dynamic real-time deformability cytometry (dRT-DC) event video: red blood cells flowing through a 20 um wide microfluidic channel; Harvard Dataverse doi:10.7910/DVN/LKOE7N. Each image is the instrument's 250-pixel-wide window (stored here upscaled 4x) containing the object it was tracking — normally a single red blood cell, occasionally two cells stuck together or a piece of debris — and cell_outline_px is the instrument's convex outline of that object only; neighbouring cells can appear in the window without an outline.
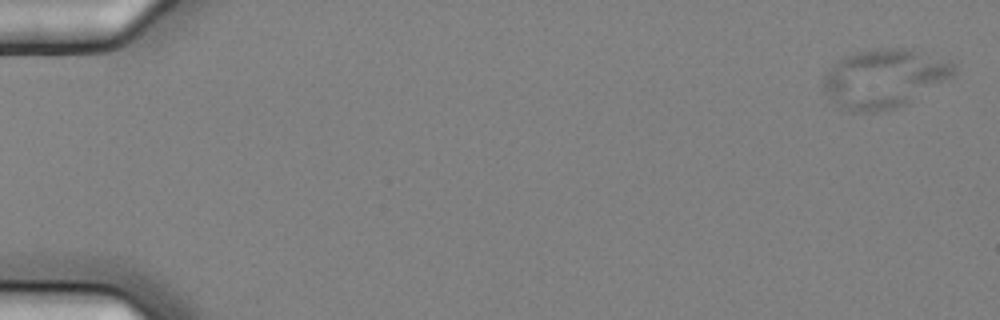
{"species": "common noctule bat (a hibernating species)", "species_latin": "Nyctalus noctula", "temperature_condition": "cold", "stored_images_in_passage": 7, "camera_frame_rate_fps": 3000, "um_per_image_px": 0.085, "animal": {"sex": "female", "body_mass_g": 25.1}, "frame": {"image": 1, "passage_image": 1, "time_ms": 0.0, "image_size_px": [1000, 320], "cell_outline_px": [[956, 72], [952, 76], [904, 104], [896, 108], [876, 112], [848, 112], [824, 92], [820, 84], [828, 68], [836, 60], [844, 56], [856, 52], [880, 48], [912, 48], [956, 64]], "centroid_in_image_um": [75.1, 6.65], "position_along_channel_um": 9.9, "area_um2": 44.56}}
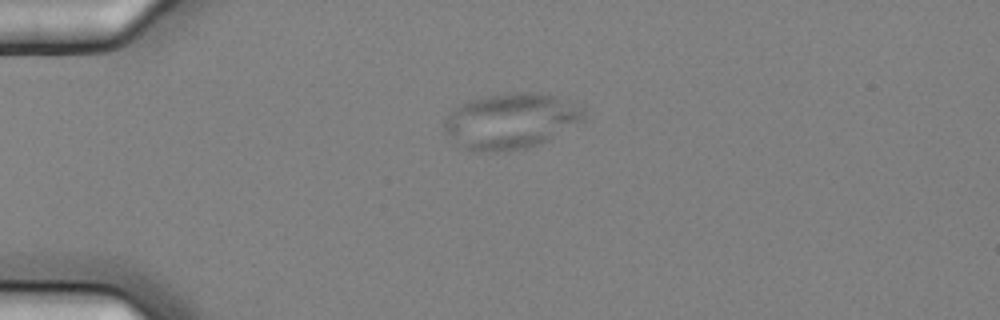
{"frame": {"image": 2, "passage_image": 5, "time_ms": 1.333, "image_size_px": [1000, 320], "cell_outline_px": [[584, 120], [548, 140], [528, 148], [496, 152], [472, 152], [448, 140], [444, 132], [444, 124], [448, 116], [460, 104], [468, 100], [488, 96], [516, 92], [536, 92], [556, 96], [584, 108]], "centroid_in_image_um": [43.38, 10.31], "position_along_channel_um": 41.6, "area_um2": 45.32}}
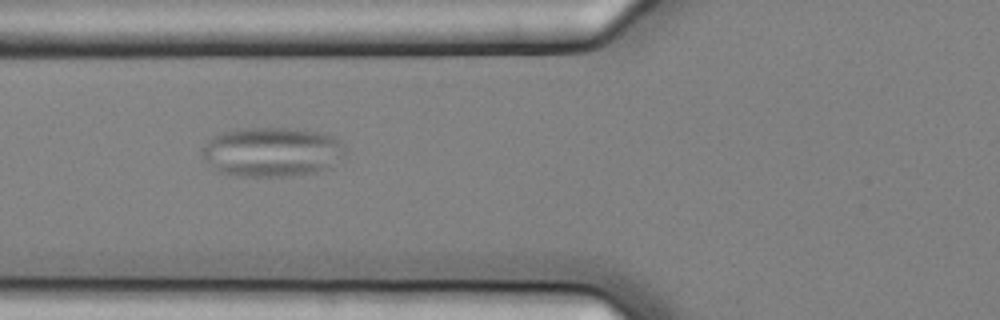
{"frame": {"image": 3, "passage_image": 7, "time_ms": 2.0, "image_size_px": [1000, 320], "cell_outline_px": [[344, 156], [332, 168], [316, 172], [288, 176], [236, 176], [220, 172], [200, 152], [204, 144], [212, 136], [220, 132], [240, 128], [292, 128], [320, 132], [332, 136], [340, 140], [344, 144]], "centroid_in_image_um": [23.16, 12.9], "position_along_channel_um": 102.6, "area_um2": 41.56}}